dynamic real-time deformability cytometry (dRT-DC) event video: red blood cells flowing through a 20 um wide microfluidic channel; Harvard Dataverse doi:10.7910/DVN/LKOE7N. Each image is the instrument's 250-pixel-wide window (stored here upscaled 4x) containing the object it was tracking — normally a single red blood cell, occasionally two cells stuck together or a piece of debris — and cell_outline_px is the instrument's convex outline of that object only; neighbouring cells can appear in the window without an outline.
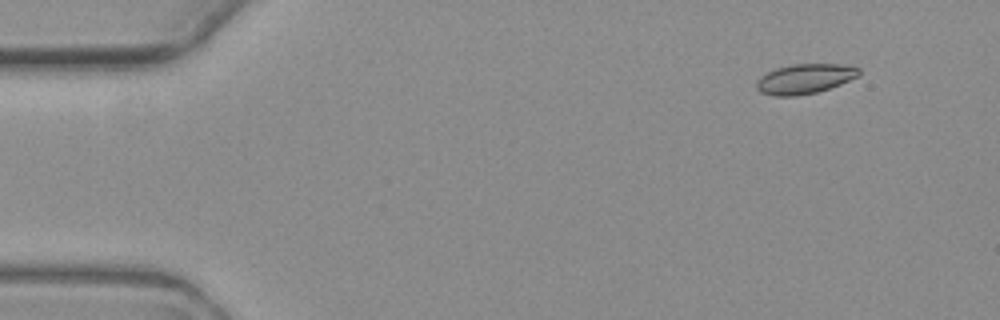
{"species": "common noctule bat (a hibernating species)", "species_latin": "Nyctalus noctula", "temperature_condition": "warm", "stored_images_in_passage": 5, "camera_frame_rate_fps": 3000, "um_per_image_px": 0.085, "animal": {"sex": "female", "body_mass_g": 19.3, "forearm_length_mm": 54.1}, "frame": {"image": 1, "passage_image": 2, "time_ms": 1.333, "image_size_px": [1000, 320], "cell_outline_px": [[860, 76], [840, 84], [816, 92], [796, 96], [776, 96], [760, 92], [756, 88], [756, 80], [760, 76], [776, 68], [792, 64], [844, 64], [860, 68]], "centroid_in_image_um": [68.41, 6.69], "position_along_channel_um": 16.6, "area_um2": 17.86}}